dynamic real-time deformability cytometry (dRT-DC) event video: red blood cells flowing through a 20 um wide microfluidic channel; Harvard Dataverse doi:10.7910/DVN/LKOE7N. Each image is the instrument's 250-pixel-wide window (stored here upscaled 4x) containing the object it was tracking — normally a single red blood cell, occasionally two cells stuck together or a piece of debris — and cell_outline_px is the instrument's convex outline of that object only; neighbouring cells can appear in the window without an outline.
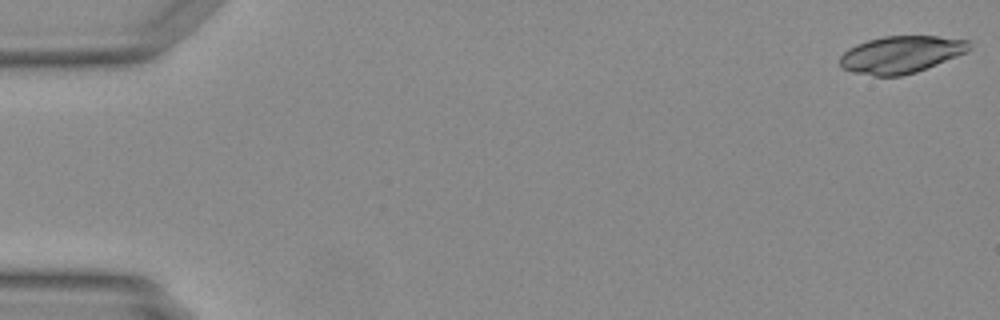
{"species": "Egyptian fruit bat (a non-hibernating species)", "species_latin": "Rousettus aegyptiacus", "temperature_condition": "warm", "stored_images_in_passage": 12, "camera_frame_rate_fps": 3000, "um_per_image_px": 0.085, "animal": {"sex": "female"}, "frame": {"image": 1, "passage_image": 1, "time_ms": 0.0, "image_size_px": [1000, 320], "cell_outline_px": [[972, 48], [968, 52], [916, 72], [900, 76], [872, 76], [852, 72], [840, 68], [840, 56], [848, 48], [856, 44], [868, 40], [884, 36], [936, 36], [968, 40]], "centroid_in_image_um": [76.57, 4.64], "position_along_channel_um": 8.4, "area_um2": 28.15}}